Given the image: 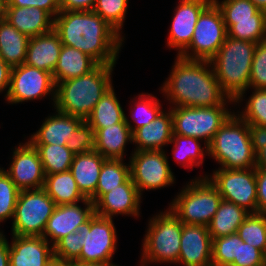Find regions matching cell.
Segmentation results:
<instances>
[{
	"instance_id": "obj_33",
	"label": "cell",
	"mask_w": 266,
	"mask_h": 266,
	"mask_svg": "<svg viewBox=\"0 0 266 266\" xmlns=\"http://www.w3.org/2000/svg\"><path fill=\"white\" fill-rule=\"evenodd\" d=\"M38 151L45 175L70 170L74 155L66 145L32 144Z\"/></svg>"
},
{
	"instance_id": "obj_24",
	"label": "cell",
	"mask_w": 266,
	"mask_h": 266,
	"mask_svg": "<svg viewBox=\"0 0 266 266\" xmlns=\"http://www.w3.org/2000/svg\"><path fill=\"white\" fill-rule=\"evenodd\" d=\"M5 19L28 38L53 30L54 18L37 7H6Z\"/></svg>"
},
{
	"instance_id": "obj_6",
	"label": "cell",
	"mask_w": 266,
	"mask_h": 266,
	"mask_svg": "<svg viewBox=\"0 0 266 266\" xmlns=\"http://www.w3.org/2000/svg\"><path fill=\"white\" fill-rule=\"evenodd\" d=\"M148 223L140 266L154 262L177 264L183 223L169 208L153 216Z\"/></svg>"
},
{
	"instance_id": "obj_9",
	"label": "cell",
	"mask_w": 266,
	"mask_h": 266,
	"mask_svg": "<svg viewBox=\"0 0 266 266\" xmlns=\"http://www.w3.org/2000/svg\"><path fill=\"white\" fill-rule=\"evenodd\" d=\"M56 206L43 188L21 190L12 219V235L42 237Z\"/></svg>"
},
{
	"instance_id": "obj_40",
	"label": "cell",
	"mask_w": 266,
	"mask_h": 266,
	"mask_svg": "<svg viewBox=\"0 0 266 266\" xmlns=\"http://www.w3.org/2000/svg\"><path fill=\"white\" fill-rule=\"evenodd\" d=\"M242 242L237 233L212 239V266H229L238 259L239 243Z\"/></svg>"
},
{
	"instance_id": "obj_28",
	"label": "cell",
	"mask_w": 266,
	"mask_h": 266,
	"mask_svg": "<svg viewBox=\"0 0 266 266\" xmlns=\"http://www.w3.org/2000/svg\"><path fill=\"white\" fill-rule=\"evenodd\" d=\"M29 40L6 19L0 20V57L9 67L25 63Z\"/></svg>"
},
{
	"instance_id": "obj_34",
	"label": "cell",
	"mask_w": 266,
	"mask_h": 266,
	"mask_svg": "<svg viewBox=\"0 0 266 266\" xmlns=\"http://www.w3.org/2000/svg\"><path fill=\"white\" fill-rule=\"evenodd\" d=\"M130 177V164L125 165L123 159H106L96 187V201L104 193L125 183Z\"/></svg>"
},
{
	"instance_id": "obj_4",
	"label": "cell",
	"mask_w": 266,
	"mask_h": 266,
	"mask_svg": "<svg viewBox=\"0 0 266 266\" xmlns=\"http://www.w3.org/2000/svg\"><path fill=\"white\" fill-rule=\"evenodd\" d=\"M257 133L238 114L231 116L208 145V156L223 169L256 168Z\"/></svg>"
},
{
	"instance_id": "obj_36",
	"label": "cell",
	"mask_w": 266,
	"mask_h": 266,
	"mask_svg": "<svg viewBox=\"0 0 266 266\" xmlns=\"http://www.w3.org/2000/svg\"><path fill=\"white\" fill-rule=\"evenodd\" d=\"M244 108L242 112L237 113L254 132L266 131V89L253 88Z\"/></svg>"
},
{
	"instance_id": "obj_14",
	"label": "cell",
	"mask_w": 266,
	"mask_h": 266,
	"mask_svg": "<svg viewBox=\"0 0 266 266\" xmlns=\"http://www.w3.org/2000/svg\"><path fill=\"white\" fill-rule=\"evenodd\" d=\"M51 95L55 103L56 84L52 73L27 64L11 68L7 103L17 104Z\"/></svg>"
},
{
	"instance_id": "obj_19",
	"label": "cell",
	"mask_w": 266,
	"mask_h": 266,
	"mask_svg": "<svg viewBox=\"0 0 266 266\" xmlns=\"http://www.w3.org/2000/svg\"><path fill=\"white\" fill-rule=\"evenodd\" d=\"M141 199L142 197L130 177L125 183L104 193L94 203L95 214L110 219L119 214L138 217Z\"/></svg>"
},
{
	"instance_id": "obj_1",
	"label": "cell",
	"mask_w": 266,
	"mask_h": 266,
	"mask_svg": "<svg viewBox=\"0 0 266 266\" xmlns=\"http://www.w3.org/2000/svg\"><path fill=\"white\" fill-rule=\"evenodd\" d=\"M53 30L62 45L78 49L104 65H116L125 38L93 10L60 11L54 17Z\"/></svg>"
},
{
	"instance_id": "obj_54",
	"label": "cell",
	"mask_w": 266,
	"mask_h": 266,
	"mask_svg": "<svg viewBox=\"0 0 266 266\" xmlns=\"http://www.w3.org/2000/svg\"><path fill=\"white\" fill-rule=\"evenodd\" d=\"M48 266H74V261H61L54 258Z\"/></svg>"
},
{
	"instance_id": "obj_43",
	"label": "cell",
	"mask_w": 266,
	"mask_h": 266,
	"mask_svg": "<svg viewBox=\"0 0 266 266\" xmlns=\"http://www.w3.org/2000/svg\"><path fill=\"white\" fill-rule=\"evenodd\" d=\"M94 130L84 121L67 140L66 147L73 154H84L94 150Z\"/></svg>"
},
{
	"instance_id": "obj_12",
	"label": "cell",
	"mask_w": 266,
	"mask_h": 266,
	"mask_svg": "<svg viewBox=\"0 0 266 266\" xmlns=\"http://www.w3.org/2000/svg\"><path fill=\"white\" fill-rule=\"evenodd\" d=\"M208 176L206 177L217 188L223 200L235 203L249 213H257L256 168H218Z\"/></svg>"
},
{
	"instance_id": "obj_29",
	"label": "cell",
	"mask_w": 266,
	"mask_h": 266,
	"mask_svg": "<svg viewBox=\"0 0 266 266\" xmlns=\"http://www.w3.org/2000/svg\"><path fill=\"white\" fill-rule=\"evenodd\" d=\"M43 189L56 205L75 204L86 200L70 170L46 175Z\"/></svg>"
},
{
	"instance_id": "obj_13",
	"label": "cell",
	"mask_w": 266,
	"mask_h": 266,
	"mask_svg": "<svg viewBox=\"0 0 266 266\" xmlns=\"http://www.w3.org/2000/svg\"><path fill=\"white\" fill-rule=\"evenodd\" d=\"M130 156V176L142 196L145 190L161 189L174 183V174L163 150L133 151Z\"/></svg>"
},
{
	"instance_id": "obj_38",
	"label": "cell",
	"mask_w": 266,
	"mask_h": 266,
	"mask_svg": "<svg viewBox=\"0 0 266 266\" xmlns=\"http://www.w3.org/2000/svg\"><path fill=\"white\" fill-rule=\"evenodd\" d=\"M237 234L246 243L266 252V215L250 213L237 229Z\"/></svg>"
},
{
	"instance_id": "obj_3",
	"label": "cell",
	"mask_w": 266,
	"mask_h": 266,
	"mask_svg": "<svg viewBox=\"0 0 266 266\" xmlns=\"http://www.w3.org/2000/svg\"><path fill=\"white\" fill-rule=\"evenodd\" d=\"M114 67L98 64L88 74L58 82L53 107L85 121L97 102L113 86L111 77Z\"/></svg>"
},
{
	"instance_id": "obj_8",
	"label": "cell",
	"mask_w": 266,
	"mask_h": 266,
	"mask_svg": "<svg viewBox=\"0 0 266 266\" xmlns=\"http://www.w3.org/2000/svg\"><path fill=\"white\" fill-rule=\"evenodd\" d=\"M229 102L234 104V99L212 107H171L173 134L204 140V146H208L233 113L228 109Z\"/></svg>"
},
{
	"instance_id": "obj_18",
	"label": "cell",
	"mask_w": 266,
	"mask_h": 266,
	"mask_svg": "<svg viewBox=\"0 0 266 266\" xmlns=\"http://www.w3.org/2000/svg\"><path fill=\"white\" fill-rule=\"evenodd\" d=\"M178 264L212 266V239L208 226L183 224Z\"/></svg>"
},
{
	"instance_id": "obj_27",
	"label": "cell",
	"mask_w": 266,
	"mask_h": 266,
	"mask_svg": "<svg viewBox=\"0 0 266 266\" xmlns=\"http://www.w3.org/2000/svg\"><path fill=\"white\" fill-rule=\"evenodd\" d=\"M98 64L82 51L62 45L60 56L53 71L55 84L88 74Z\"/></svg>"
},
{
	"instance_id": "obj_16",
	"label": "cell",
	"mask_w": 266,
	"mask_h": 266,
	"mask_svg": "<svg viewBox=\"0 0 266 266\" xmlns=\"http://www.w3.org/2000/svg\"><path fill=\"white\" fill-rule=\"evenodd\" d=\"M82 203L84 208L77 203L57 205L47 221L42 237L54 246L64 236L77 232L78 227L95 213L94 203L90 199Z\"/></svg>"
},
{
	"instance_id": "obj_55",
	"label": "cell",
	"mask_w": 266,
	"mask_h": 266,
	"mask_svg": "<svg viewBox=\"0 0 266 266\" xmlns=\"http://www.w3.org/2000/svg\"><path fill=\"white\" fill-rule=\"evenodd\" d=\"M259 10L266 13V0H250Z\"/></svg>"
},
{
	"instance_id": "obj_2",
	"label": "cell",
	"mask_w": 266,
	"mask_h": 266,
	"mask_svg": "<svg viewBox=\"0 0 266 266\" xmlns=\"http://www.w3.org/2000/svg\"><path fill=\"white\" fill-rule=\"evenodd\" d=\"M161 91L170 107H212L223 105L230 97L221 89L208 60H187L176 56Z\"/></svg>"
},
{
	"instance_id": "obj_37",
	"label": "cell",
	"mask_w": 266,
	"mask_h": 266,
	"mask_svg": "<svg viewBox=\"0 0 266 266\" xmlns=\"http://www.w3.org/2000/svg\"><path fill=\"white\" fill-rule=\"evenodd\" d=\"M137 100H134L133 98L132 102H134L133 105L135 106L133 107L135 108L130 111L135 126L131 125V121L129 122L128 117L125 116L132 134L138 128H141L144 125H148L151 121H154L157 116L163 111L161 109L162 106L159 100L152 94H139Z\"/></svg>"
},
{
	"instance_id": "obj_10",
	"label": "cell",
	"mask_w": 266,
	"mask_h": 266,
	"mask_svg": "<svg viewBox=\"0 0 266 266\" xmlns=\"http://www.w3.org/2000/svg\"><path fill=\"white\" fill-rule=\"evenodd\" d=\"M226 37L223 15L212 1L201 12L190 45L179 56L187 60L209 61L223 45Z\"/></svg>"
},
{
	"instance_id": "obj_5",
	"label": "cell",
	"mask_w": 266,
	"mask_h": 266,
	"mask_svg": "<svg viewBox=\"0 0 266 266\" xmlns=\"http://www.w3.org/2000/svg\"><path fill=\"white\" fill-rule=\"evenodd\" d=\"M257 43L227 36L218 52L209 60L221 89L240 103L249 89L252 60Z\"/></svg>"
},
{
	"instance_id": "obj_47",
	"label": "cell",
	"mask_w": 266,
	"mask_h": 266,
	"mask_svg": "<svg viewBox=\"0 0 266 266\" xmlns=\"http://www.w3.org/2000/svg\"><path fill=\"white\" fill-rule=\"evenodd\" d=\"M6 7H37L53 18L61 11L60 0H7Z\"/></svg>"
},
{
	"instance_id": "obj_56",
	"label": "cell",
	"mask_w": 266,
	"mask_h": 266,
	"mask_svg": "<svg viewBox=\"0 0 266 266\" xmlns=\"http://www.w3.org/2000/svg\"><path fill=\"white\" fill-rule=\"evenodd\" d=\"M7 0H0V16H5Z\"/></svg>"
},
{
	"instance_id": "obj_51",
	"label": "cell",
	"mask_w": 266,
	"mask_h": 266,
	"mask_svg": "<svg viewBox=\"0 0 266 266\" xmlns=\"http://www.w3.org/2000/svg\"><path fill=\"white\" fill-rule=\"evenodd\" d=\"M10 74H11V67H9L5 61L0 57V93L5 91L6 94L4 95L7 97L9 85H10Z\"/></svg>"
},
{
	"instance_id": "obj_26",
	"label": "cell",
	"mask_w": 266,
	"mask_h": 266,
	"mask_svg": "<svg viewBox=\"0 0 266 266\" xmlns=\"http://www.w3.org/2000/svg\"><path fill=\"white\" fill-rule=\"evenodd\" d=\"M94 130V150L106 159H124L125 147L133 142L132 132L124 119L121 123Z\"/></svg>"
},
{
	"instance_id": "obj_7",
	"label": "cell",
	"mask_w": 266,
	"mask_h": 266,
	"mask_svg": "<svg viewBox=\"0 0 266 266\" xmlns=\"http://www.w3.org/2000/svg\"><path fill=\"white\" fill-rule=\"evenodd\" d=\"M200 177L190 181L169 204L168 208L183 224L208 226L222 201L206 175Z\"/></svg>"
},
{
	"instance_id": "obj_57",
	"label": "cell",
	"mask_w": 266,
	"mask_h": 266,
	"mask_svg": "<svg viewBox=\"0 0 266 266\" xmlns=\"http://www.w3.org/2000/svg\"><path fill=\"white\" fill-rule=\"evenodd\" d=\"M264 259H265V266H266V252L264 254Z\"/></svg>"
},
{
	"instance_id": "obj_49",
	"label": "cell",
	"mask_w": 266,
	"mask_h": 266,
	"mask_svg": "<svg viewBox=\"0 0 266 266\" xmlns=\"http://www.w3.org/2000/svg\"><path fill=\"white\" fill-rule=\"evenodd\" d=\"M61 11H91L96 0H60Z\"/></svg>"
},
{
	"instance_id": "obj_39",
	"label": "cell",
	"mask_w": 266,
	"mask_h": 266,
	"mask_svg": "<svg viewBox=\"0 0 266 266\" xmlns=\"http://www.w3.org/2000/svg\"><path fill=\"white\" fill-rule=\"evenodd\" d=\"M227 36L258 43L266 40V19L234 20L227 29Z\"/></svg>"
},
{
	"instance_id": "obj_32",
	"label": "cell",
	"mask_w": 266,
	"mask_h": 266,
	"mask_svg": "<svg viewBox=\"0 0 266 266\" xmlns=\"http://www.w3.org/2000/svg\"><path fill=\"white\" fill-rule=\"evenodd\" d=\"M200 139L194 137L173 134L171 143H174L173 157L182 167L193 169L203 163L205 153L208 154V146L201 147Z\"/></svg>"
},
{
	"instance_id": "obj_52",
	"label": "cell",
	"mask_w": 266,
	"mask_h": 266,
	"mask_svg": "<svg viewBox=\"0 0 266 266\" xmlns=\"http://www.w3.org/2000/svg\"><path fill=\"white\" fill-rule=\"evenodd\" d=\"M0 266H10L9 242L3 232H0Z\"/></svg>"
},
{
	"instance_id": "obj_15",
	"label": "cell",
	"mask_w": 266,
	"mask_h": 266,
	"mask_svg": "<svg viewBox=\"0 0 266 266\" xmlns=\"http://www.w3.org/2000/svg\"><path fill=\"white\" fill-rule=\"evenodd\" d=\"M4 171L20 191L43 188L46 177L43 164L37 149L29 141L15 147L10 167Z\"/></svg>"
},
{
	"instance_id": "obj_41",
	"label": "cell",
	"mask_w": 266,
	"mask_h": 266,
	"mask_svg": "<svg viewBox=\"0 0 266 266\" xmlns=\"http://www.w3.org/2000/svg\"><path fill=\"white\" fill-rule=\"evenodd\" d=\"M129 0H96L93 11L122 36Z\"/></svg>"
},
{
	"instance_id": "obj_17",
	"label": "cell",
	"mask_w": 266,
	"mask_h": 266,
	"mask_svg": "<svg viewBox=\"0 0 266 266\" xmlns=\"http://www.w3.org/2000/svg\"><path fill=\"white\" fill-rule=\"evenodd\" d=\"M213 0H179L170 26L167 46L178 50L179 56L192 40L201 12Z\"/></svg>"
},
{
	"instance_id": "obj_22",
	"label": "cell",
	"mask_w": 266,
	"mask_h": 266,
	"mask_svg": "<svg viewBox=\"0 0 266 266\" xmlns=\"http://www.w3.org/2000/svg\"><path fill=\"white\" fill-rule=\"evenodd\" d=\"M173 135V118L169 109L162 111L154 121L138 128L133 134L134 151L161 150L170 144Z\"/></svg>"
},
{
	"instance_id": "obj_25",
	"label": "cell",
	"mask_w": 266,
	"mask_h": 266,
	"mask_svg": "<svg viewBox=\"0 0 266 266\" xmlns=\"http://www.w3.org/2000/svg\"><path fill=\"white\" fill-rule=\"evenodd\" d=\"M61 48V39L54 30L32 37L28 43L25 64L53 75Z\"/></svg>"
},
{
	"instance_id": "obj_21",
	"label": "cell",
	"mask_w": 266,
	"mask_h": 266,
	"mask_svg": "<svg viewBox=\"0 0 266 266\" xmlns=\"http://www.w3.org/2000/svg\"><path fill=\"white\" fill-rule=\"evenodd\" d=\"M106 158L93 150L84 154L74 155L70 172L72 173L78 189L86 199L96 202V187L102 165Z\"/></svg>"
},
{
	"instance_id": "obj_11",
	"label": "cell",
	"mask_w": 266,
	"mask_h": 266,
	"mask_svg": "<svg viewBox=\"0 0 266 266\" xmlns=\"http://www.w3.org/2000/svg\"><path fill=\"white\" fill-rule=\"evenodd\" d=\"M82 246L80 256L75 261L80 262H109L117 250V232L113 219L94 215L80 225Z\"/></svg>"
},
{
	"instance_id": "obj_42",
	"label": "cell",
	"mask_w": 266,
	"mask_h": 266,
	"mask_svg": "<svg viewBox=\"0 0 266 266\" xmlns=\"http://www.w3.org/2000/svg\"><path fill=\"white\" fill-rule=\"evenodd\" d=\"M3 169L0 168V222L14 217L20 193V190Z\"/></svg>"
},
{
	"instance_id": "obj_46",
	"label": "cell",
	"mask_w": 266,
	"mask_h": 266,
	"mask_svg": "<svg viewBox=\"0 0 266 266\" xmlns=\"http://www.w3.org/2000/svg\"><path fill=\"white\" fill-rule=\"evenodd\" d=\"M229 266H265L264 253L243 241L239 243L238 259Z\"/></svg>"
},
{
	"instance_id": "obj_30",
	"label": "cell",
	"mask_w": 266,
	"mask_h": 266,
	"mask_svg": "<svg viewBox=\"0 0 266 266\" xmlns=\"http://www.w3.org/2000/svg\"><path fill=\"white\" fill-rule=\"evenodd\" d=\"M249 214L244 208L222 199L208 225L211 239L237 233V229Z\"/></svg>"
},
{
	"instance_id": "obj_35",
	"label": "cell",
	"mask_w": 266,
	"mask_h": 266,
	"mask_svg": "<svg viewBox=\"0 0 266 266\" xmlns=\"http://www.w3.org/2000/svg\"><path fill=\"white\" fill-rule=\"evenodd\" d=\"M220 8L226 29L234 20L266 19V13L259 10L250 0H213Z\"/></svg>"
},
{
	"instance_id": "obj_20",
	"label": "cell",
	"mask_w": 266,
	"mask_h": 266,
	"mask_svg": "<svg viewBox=\"0 0 266 266\" xmlns=\"http://www.w3.org/2000/svg\"><path fill=\"white\" fill-rule=\"evenodd\" d=\"M10 244V266H48L54 259L53 246L43 237L12 235Z\"/></svg>"
},
{
	"instance_id": "obj_50",
	"label": "cell",
	"mask_w": 266,
	"mask_h": 266,
	"mask_svg": "<svg viewBox=\"0 0 266 266\" xmlns=\"http://www.w3.org/2000/svg\"><path fill=\"white\" fill-rule=\"evenodd\" d=\"M256 168L266 170V131L256 136Z\"/></svg>"
},
{
	"instance_id": "obj_31",
	"label": "cell",
	"mask_w": 266,
	"mask_h": 266,
	"mask_svg": "<svg viewBox=\"0 0 266 266\" xmlns=\"http://www.w3.org/2000/svg\"><path fill=\"white\" fill-rule=\"evenodd\" d=\"M114 91L113 86L106 91L85 120L92 128H106L125 119L126 114Z\"/></svg>"
},
{
	"instance_id": "obj_45",
	"label": "cell",
	"mask_w": 266,
	"mask_h": 266,
	"mask_svg": "<svg viewBox=\"0 0 266 266\" xmlns=\"http://www.w3.org/2000/svg\"><path fill=\"white\" fill-rule=\"evenodd\" d=\"M54 258L61 261H75L81 253L80 233L73 232L61 238L54 246Z\"/></svg>"
},
{
	"instance_id": "obj_48",
	"label": "cell",
	"mask_w": 266,
	"mask_h": 266,
	"mask_svg": "<svg viewBox=\"0 0 266 266\" xmlns=\"http://www.w3.org/2000/svg\"><path fill=\"white\" fill-rule=\"evenodd\" d=\"M257 213L266 215V170L256 168Z\"/></svg>"
},
{
	"instance_id": "obj_53",
	"label": "cell",
	"mask_w": 266,
	"mask_h": 266,
	"mask_svg": "<svg viewBox=\"0 0 266 266\" xmlns=\"http://www.w3.org/2000/svg\"><path fill=\"white\" fill-rule=\"evenodd\" d=\"M74 266H118V265H115L112 261H109V262H80V261H74Z\"/></svg>"
},
{
	"instance_id": "obj_23",
	"label": "cell",
	"mask_w": 266,
	"mask_h": 266,
	"mask_svg": "<svg viewBox=\"0 0 266 266\" xmlns=\"http://www.w3.org/2000/svg\"><path fill=\"white\" fill-rule=\"evenodd\" d=\"M83 122L82 118L56 110L54 115L46 117L39 130L28 141L31 144L66 145L72 132Z\"/></svg>"
},
{
	"instance_id": "obj_44",
	"label": "cell",
	"mask_w": 266,
	"mask_h": 266,
	"mask_svg": "<svg viewBox=\"0 0 266 266\" xmlns=\"http://www.w3.org/2000/svg\"><path fill=\"white\" fill-rule=\"evenodd\" d=\"M249 89H266V40L258 42L252 60Z\"/></svg>"
},
{
	"instance_id": "obj_58",
	"label": "cell",
	"mask_w": 266,
	"mask_h": 266,
	"mask_svg": "<svg viewBox=\"0 0 266 266\" xmlns=\"http://www.w3.org/2000/svg\"><path fill=\"white\" fill-rule=\"evenodd\" d=\"M5 19V16H0V20Z\"/></svg>"
}]
</instances>
